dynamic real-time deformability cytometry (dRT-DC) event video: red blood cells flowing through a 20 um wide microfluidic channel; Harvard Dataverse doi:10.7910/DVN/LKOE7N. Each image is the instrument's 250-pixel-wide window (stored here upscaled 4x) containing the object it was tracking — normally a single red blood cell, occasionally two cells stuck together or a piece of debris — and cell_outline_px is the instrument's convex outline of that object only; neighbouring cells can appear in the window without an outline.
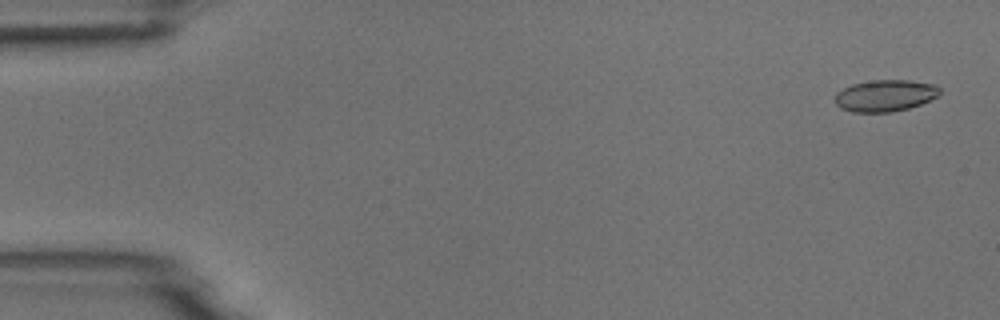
{"species": "common noctule bat (a hibernating species)", "species_latin": "Nyctalus noctula", "temperature_condition": "room temperature", "stored_images_in_passage": 5, "camera_frame_rate_fps": 3000, "um_per_image_px": 0.085, "animal": {"sex": "male", "body_mass_g": 18.8}, "frame": {"image": 1, "passage_image": 1, "time_ms": 0.0, "image_size_px": [1000, 320], "cell_outline_px": [[940, 96], [920, 104], [908, 108], [892, 112], [852, 112], [840, 108], [836, 104], [836, 92], [852, 84], [872, 80], [908, 80], [936, 84], [940, 88]], "centroid_in_image_um": [75.26, 8.12], "position_along_channel_um": 9.7, "area_um2": 19.42}}
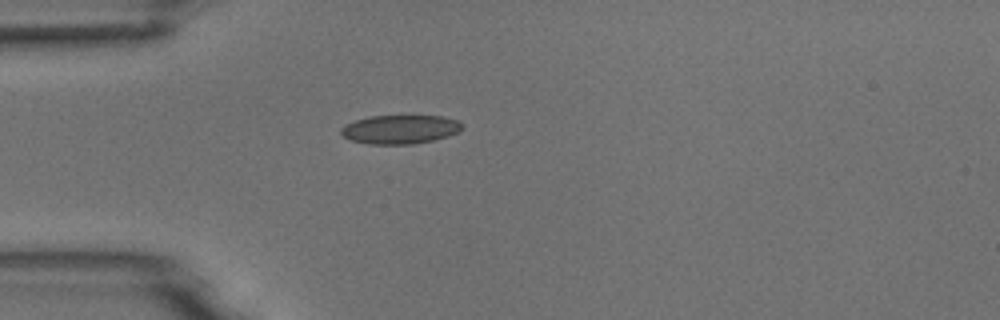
{"frame": {"image": 2, "passage_image": 4, "time_ms": 1.0, "image_size_px": [1000, 320], "cell_outline_px": [[464, 128], [448, 136], [432, 140], [412, 144], [368, 144], [352, 140], [344, 136], [340, 132], [340, 128], [344, 124], [356, 120], [372, 116], [440, 116], [460, 120], [464, 124]], "centroid_in_image_um": [34.03, 10.99], "position_along_channel_um": 51.0, "area_um2": 20.35}}